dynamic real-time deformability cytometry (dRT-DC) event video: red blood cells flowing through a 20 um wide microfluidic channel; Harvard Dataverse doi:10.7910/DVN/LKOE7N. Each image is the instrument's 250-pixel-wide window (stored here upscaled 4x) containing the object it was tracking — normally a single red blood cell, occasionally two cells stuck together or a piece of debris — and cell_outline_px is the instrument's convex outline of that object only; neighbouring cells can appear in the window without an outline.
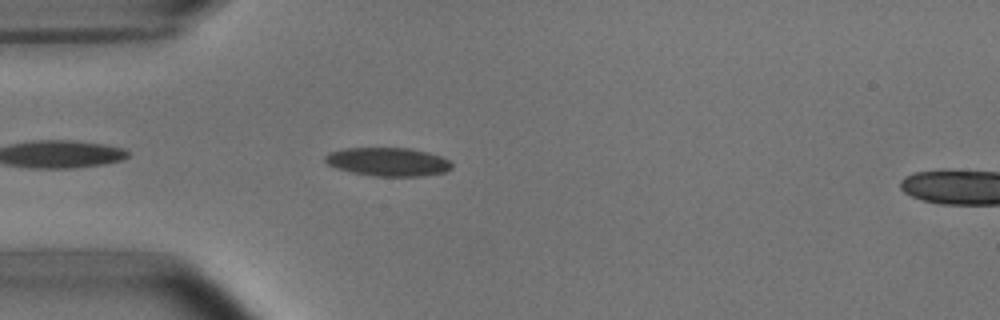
{"species": "common noctule bat (a hibernating species)", "species_latin": "Nyctalus noctula", "temperature_condition": "room temperature", "stored_images_in_passage": 4, "camera_frame_rate_fps": 3000, "um_per_image_px": 0.085, "animal": {"sex": "male", "body_mass_g": 15.6}, "frame": {"image": 1, "passage_image": 4, "time_ms": 4.333, "image_size_px": [1000, 320], "cell_outline_px": [[452, 168], [444, 172], [424, 176], [372, 176], [352, 172], [336, 168], [328, 164], [324, 160], [324, 156], [328, 152], [344, 148], [412, 148], [428, 152], [440, 156], [448, 160], [452, 164]], "centroid_in_image_um": [32.96, 13.75], "position_along_channel_um": 52.0, "area_um2": 21.15}}